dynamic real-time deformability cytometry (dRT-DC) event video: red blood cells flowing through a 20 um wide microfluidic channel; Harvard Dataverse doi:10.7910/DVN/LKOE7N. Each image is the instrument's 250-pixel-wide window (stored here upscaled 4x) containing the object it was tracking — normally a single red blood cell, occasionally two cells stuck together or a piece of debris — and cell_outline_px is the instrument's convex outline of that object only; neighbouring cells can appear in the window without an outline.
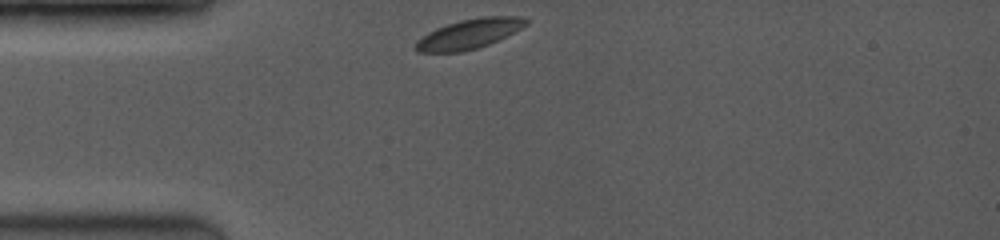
{"species": "common noctule bat (a hibernating species)", "species_latin": "Nyctalus noctula", "temperature_condition": "room temperature", "stored_images_in_passage": 8, "camera_frame_rate_fps": 3500, "um_per_image_px": 0.085, "animal": {"sex": "female", "body_mass_g": 19.0, "forearm_length_mm": 53.3}, "frame": {"image": 1, "passage_image": 1, "time_ms": 0.0, "image_size_px": [1000, 240], "cell_outline_px": [[532, 20], [528, 24], [488, 44], [476, 48], [460, 52], [416, 52], [416, 40], [420, 36], [436, 28], [460, 20], [480, 16], [520, 16]], "centroid_in_image_um": [39.87, 2.86], "position_along_channel_um": 45.1, "area_um2": 19.02}}
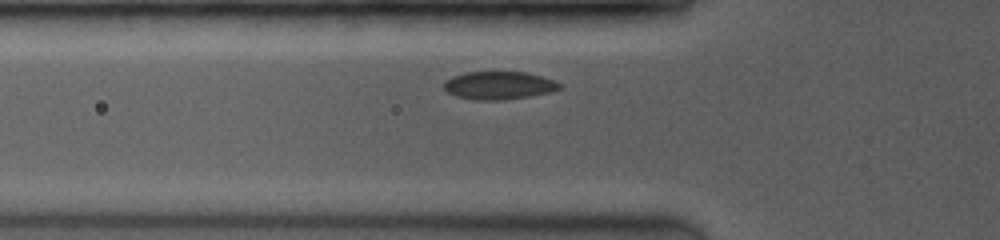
{"frame": {"image": 2, "passage_image": 5, "time_ms": 1.429, "image_size_px": [1000, 240], "cell_outline_px": [[560, 88], [552, 92], [504, 100], [472, 100], [456, 96], [448, 92], [444, 88], [444, 80], [452, 76], [464, 72], [528, 72], [556, 80], [560, 84]], "centroid_in_image_um": [42.4, 7.25], "position_along_channel_um": 83.4, "area_um2": 19.02}}
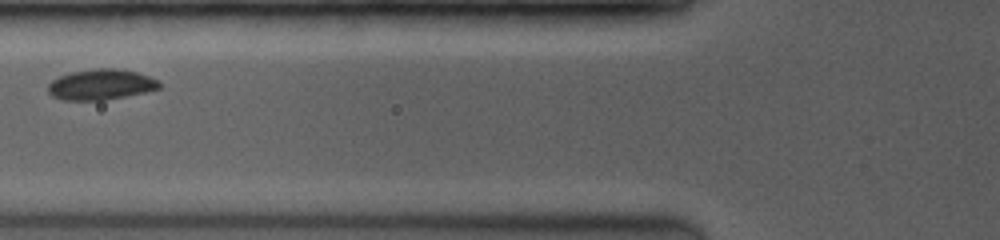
{"frame": {"image": 3, "passage_image": 7, "time_ms": 2.286, "image_size_px": [1000, 240], "cell_outline_px": [[160, 88], [144, 92], [104, 100], [64, 100], [52, 96], [48, 92], [48, 84], [52, 80], [60, 76], [72, 72], [92, 68], [120, 68], [136, 72], [148, 76], [156, 80], [160, 84]], "centroid_in_image_um": [8.55, 7.17], "position_along_channel_um": 117.3, "area_um2": 19.71}}